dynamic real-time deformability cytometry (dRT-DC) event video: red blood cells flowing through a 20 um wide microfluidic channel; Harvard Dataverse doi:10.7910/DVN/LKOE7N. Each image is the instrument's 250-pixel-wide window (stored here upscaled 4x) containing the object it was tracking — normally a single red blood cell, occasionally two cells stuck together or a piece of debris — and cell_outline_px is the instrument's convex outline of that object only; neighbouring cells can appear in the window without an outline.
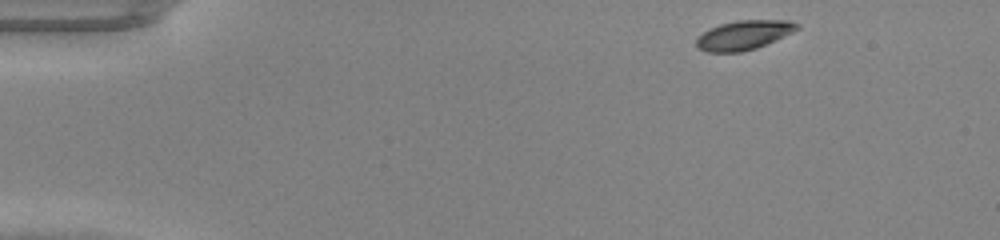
{"species": "common noctule bat (a hibernating species)", "species_latin": "Nyctalus noctula", "temperature_condition": "warm", "stored_images_in_passage": 43, "camera_frame_rate_fps": 3000, "um_per_image_px": 0.085, "animal": {"sex": "male", "body_mass_g": 20.0, "forearm_length_mm": 53.3}, "frame": {"image": 1, "passage_image": 1, "time_ms": 0.0, "image_size_px": [1000, 240], "cell_outline_px": [[800, 28], [776, 40], [756, 48], [740, 52], [708, 52], [696, 48], [696, 36], [708, 28], [720, 24], [736, 20], [788, 20], [800, 24]], "centroid_in_image_um": [63.19, 2.97], "position_along_channel_um": 21.8, "area_um2": 17.4}}
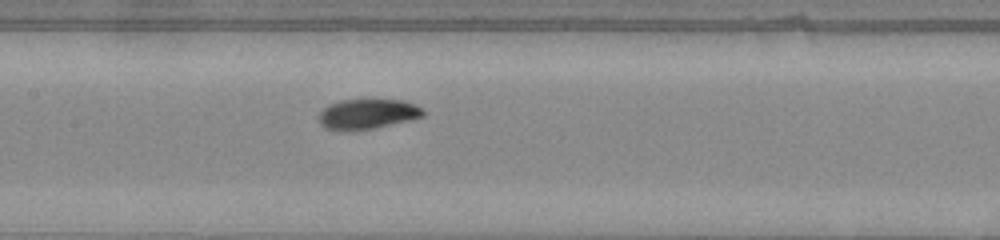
{"frame": {"image": 2, "passage_image": 19, "time_ms": 6.0, "image_size_px": [1000, 240], "cell_outline_px": [[424, 116], [408, 120], [372, 128], [348, 132], [324, 128], [320, 124], [320, 112], [328, 104], [340, 100], [404, 100], [416, 104], [424, 108]], "centroid_in_image_um": [31.23, 9.69], "position_along_channel_um": 176.2, "area_um2": 18.32}}
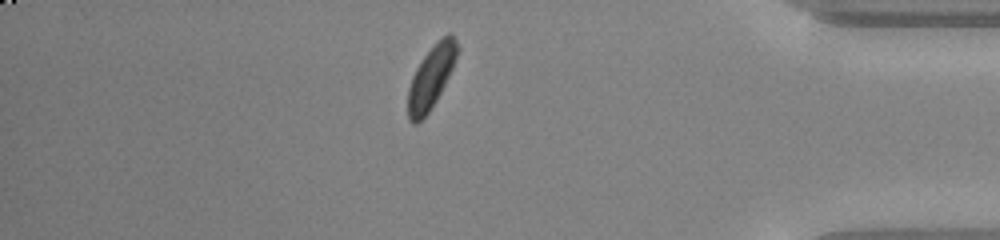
{"frame": {"image": 3, "passage_image": 37, "time_ms": 12.0, "image_size_px": [1000, 240], "cell_outline_px": [[460, 48], [452, 68], [436, 100], [428, 112], [416, 124], [412, 124], [408, 120], [408, 88], [412, 76], [416, 68], [424, 56], [448, 32], [452, 32]], "centroid_in_image_um": [36.64, 6.56], "position_along_channel_um": 398.6, "area_um2": 17.63}}